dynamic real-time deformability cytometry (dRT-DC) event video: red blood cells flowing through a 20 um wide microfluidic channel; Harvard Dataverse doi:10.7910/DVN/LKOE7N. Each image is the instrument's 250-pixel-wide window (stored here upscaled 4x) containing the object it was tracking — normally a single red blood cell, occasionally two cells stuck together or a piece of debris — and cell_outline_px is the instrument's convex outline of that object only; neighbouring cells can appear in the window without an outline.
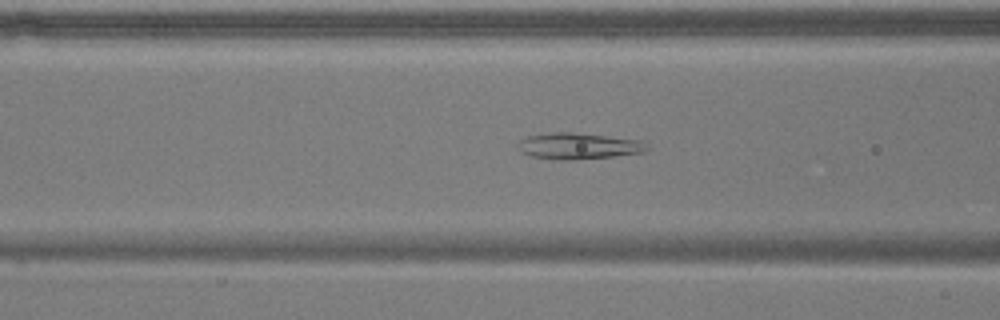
{"species": "common noctule bat (a hibernating species)", "species_latin": "Nyctalus noctula", "temperature_condition": "warm", "stored_images_in_passage": 54, "camera_frame_rate_fps": 3000, "um_per_image_px": 0.085, "animal": {"sex": "male", "body_mass_g": 17.9}, "frame": {"image": 1, "passage_image": 21, "time_ms": 6.667, "image_size_px": [1000, 320], "cell_outline_px": [[648, 148], [644, 152], [612, 156], [572, 160], [560, 160], [532, 156], [520, 152], [516, 144], [520, 140], [528, 136], [552, 132], [572, 132], [644, 140]], "centroid_in_image_um": [49.16, 12.4], "position_along_channel_um": 117.4, "area_um2": 19.77}}
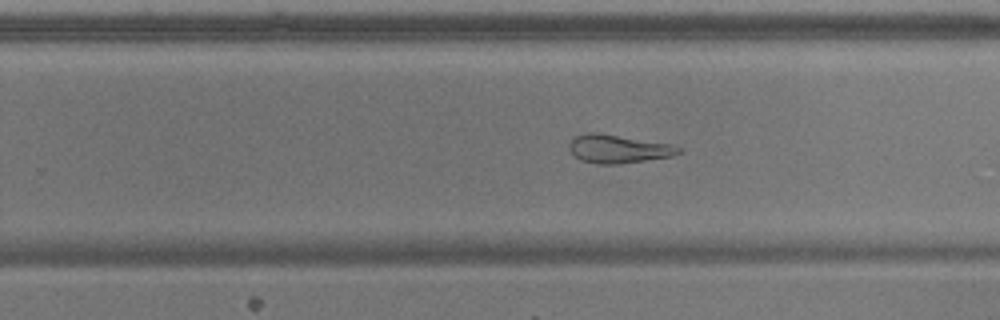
{"frame": {"image": 2, "passage_image": 34, "time_ms": 11.0, "image_size_px": [1000, 320], "cell_outline_px": [[680, 152], [672, 156], [616, 164], [596, 164], [580, 160], [568, 148], [568, 144], [576, 136], [588, 132], [596, 132], [676, 144], [680, 148]], "centroid_in_image_um": [52.56, 12.64], "position_along_channel_um": 277.2, "area_um2": 18.09}}
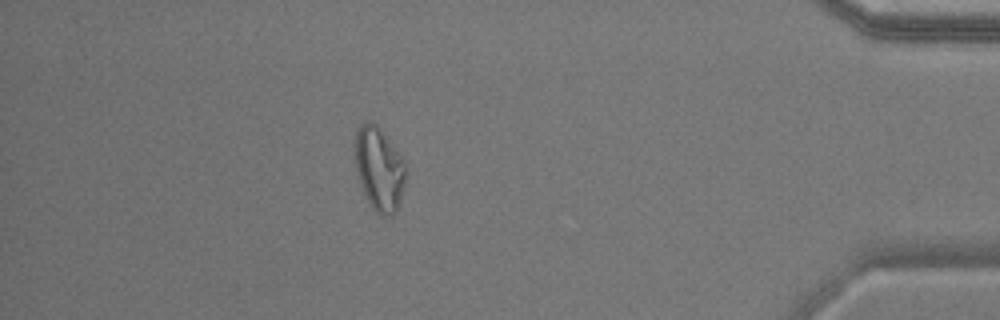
{"frame": {"image": 3, "passage_image": 48, "time_ms": 15.667, "image_size_px": [1000, 320], "cell_outline_px": [[404, 184], [400, 204], [396, 212], [392, 216], [380, 216], [372, 208], [360, 184], [356, 168], [356, 132], [360, 124], [368, 120], [376, 124], [380, 128], [404, 160]], "centroid_in_image_um": [32.23, 14.38], "position_along_channel_um": 403.0, "area_um2": 24.45}, "authors_computed_cell_mechanics": {"area_um2": 24.1026, "velocity_mm_per_s": 3.6918, "shape_relaxation_time_tau1_ms": null, "shape_relaxation_time_tau2_ms": 5.7413, "deformation_change_tau1": null, "deformation_change_tau2": 0.1724}}